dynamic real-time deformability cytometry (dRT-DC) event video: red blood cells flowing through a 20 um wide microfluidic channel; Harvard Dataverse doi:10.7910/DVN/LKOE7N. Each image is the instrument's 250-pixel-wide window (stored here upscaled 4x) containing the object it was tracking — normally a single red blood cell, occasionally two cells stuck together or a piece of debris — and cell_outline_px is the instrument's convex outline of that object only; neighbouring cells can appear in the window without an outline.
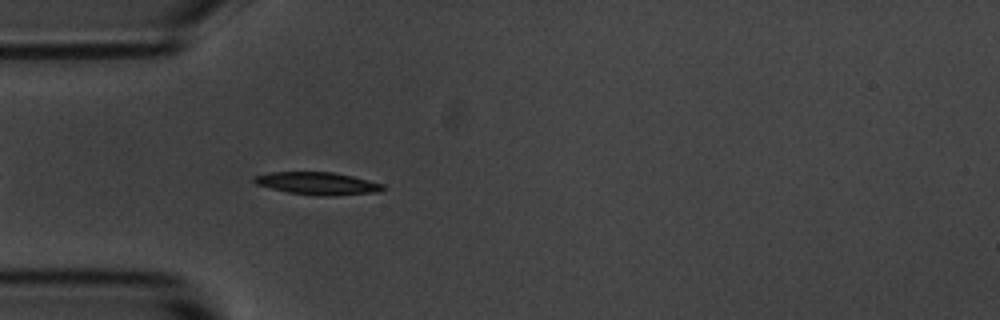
{"species": "common noctule bat (a hibernating species)", "species_latin": "Nyctalus noctula", "temperature_condition": "room temperature", "stored_images_in_passage": 3, "camera_frame_rate_fps": 3000, "um_per_image_px": 0.085, "animal": {"sex": "male", "body_mass_g": 20.1, "forearm_length_mm": 53.5}, "frame": {"image": 1, "passage_image": 3, "time_ms": 3.333, "image_size_px": [1000, 320], "cell_outline_px": [[388, 188], [380, 192], [332, 196], [320, 196], [288, 192], [256, 184], [252, 180], [252, 176], [268, 172], [332, 172], [352, 176], [384, 184]], "centroid_in_image_um": [27.02, 15.59], "position_along_channel_um": 58.0, "area_um2": 17.05}}